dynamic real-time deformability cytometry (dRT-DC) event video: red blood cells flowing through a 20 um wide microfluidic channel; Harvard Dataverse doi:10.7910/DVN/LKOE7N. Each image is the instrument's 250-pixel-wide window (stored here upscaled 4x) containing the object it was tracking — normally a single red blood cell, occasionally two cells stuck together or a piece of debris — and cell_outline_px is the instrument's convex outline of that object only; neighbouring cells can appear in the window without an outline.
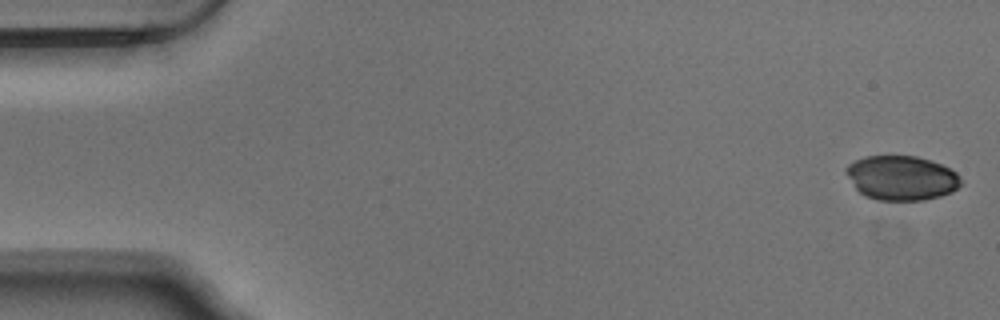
{"species": "Egyptian fruit bat (a non-hibernating species)", "species_latin": "Rousettus aegyptiacus", "temperature_condition": "warm", "stored_images_in_passage": 53, "camera_frame_rate_fps": 3000, "um_per_image_px": 0.085, "animal": {"sex": "male"}, "frame": {"image": 1, "passage_image": 1, "time_ms": 0.0, "image_size_px": [1000, 320], "cell_outline_px": [[960, 184], [952, 192], [940, 196], [924, 200], [876, 200], [864, 196], [856, 188], [848, 176], [848, 164], [864, 156], [916, 156], [940, 164], [956, 172], [960, 176]], "centroid_in_image_um": [76.64, 15.13], "position_along_channel_um": 8.4, "area_um2": 29.42}}
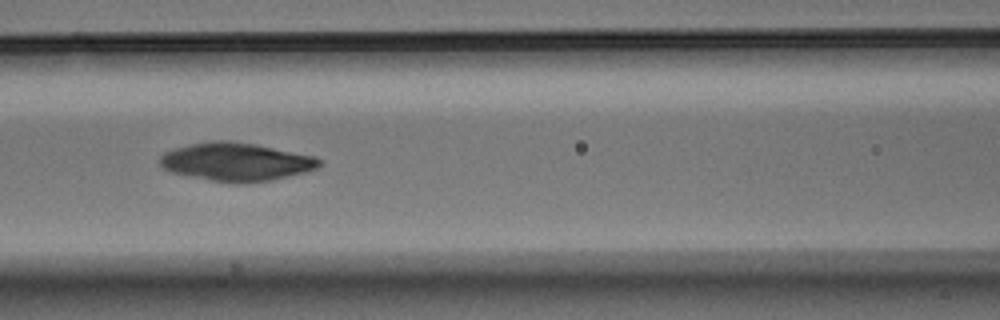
{"frame": {"image": 2, "passage_image": 23, "time_ms": 7.333, "image_size_px": [1000, 320], "cell_outline_px": [[320, 164], [316, 168], [304, 172], [272, 180], [236, 184], [232, 184], [188, 176], [172, 172], [164, 168], [160, 164], [160, 156], [164, 152], [172, 148], [188, 144], [212, 140], [232, 140], [256, 144], [316, 156], [320, 160]], "centroid_in_image_um": [20.04, 13.75], "position_along_channel_um": 146.6, "area_um2": 35.78}}
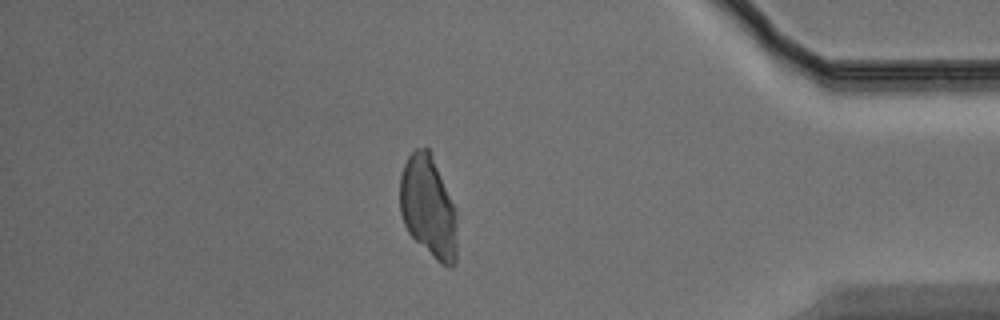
{"frame": {"image": 3, "passage_image": 46, "time_ms": 15.0, "image_size_px": [1000, 320], "cell_outline_px": [[456, 264], [452, 268], [448, 268], [440, 264], [408, 232], [404, 224], [400, 212], [400, 176], [404, 164], [408, 156], [416, 148], [428, 148], [456, 208]], "centroid_in_image_um": [36.41, 17.62], "position_along_channel_um": 398.8, "area_um2": 33.87}}